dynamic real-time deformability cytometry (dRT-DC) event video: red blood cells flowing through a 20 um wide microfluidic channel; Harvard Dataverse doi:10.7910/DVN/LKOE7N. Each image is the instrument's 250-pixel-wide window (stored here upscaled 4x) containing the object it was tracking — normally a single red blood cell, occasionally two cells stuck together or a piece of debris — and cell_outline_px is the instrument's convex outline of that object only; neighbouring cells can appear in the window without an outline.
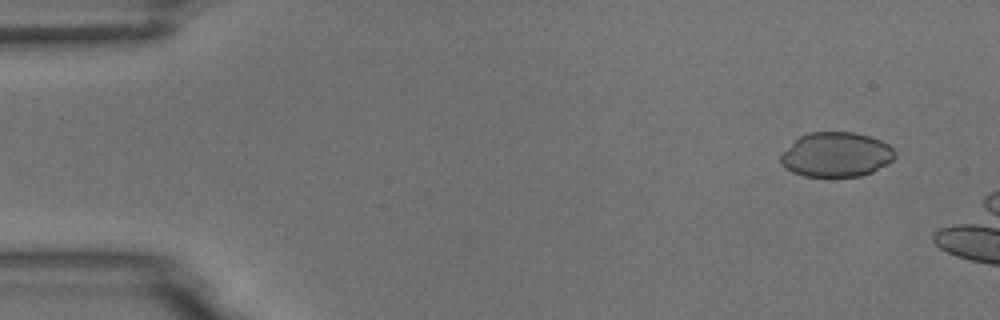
{"species": "common noctule bat (a hibernating species)", "species_latin": "Nyctalus noctula", "temperature_condition": "room temperature", "stored_images_in_passage": 3, "camera_frame_rate_fps": 3000, "um_per_image_px": 0.085, "animal": {"sex": "male", "body_mass_g": 18.8}, "frame": {"image": 1, "passage_image": 1, "time_ms": 0.0, "image_size_px": [1000, 320], "cell_outline_px": [[896, 156], [892, 160], [872, 172], [860, 176], [804, 176], [792, 172], [780, 160], [780, 156], [800, 136], [808, 132], [856, 132], [880, 140], [888, 144], [896, 152]], "centroid_in_image_um": [71.11, 13.13], "position_along_channel_um": 13.9, "area_um2": 29.36}}